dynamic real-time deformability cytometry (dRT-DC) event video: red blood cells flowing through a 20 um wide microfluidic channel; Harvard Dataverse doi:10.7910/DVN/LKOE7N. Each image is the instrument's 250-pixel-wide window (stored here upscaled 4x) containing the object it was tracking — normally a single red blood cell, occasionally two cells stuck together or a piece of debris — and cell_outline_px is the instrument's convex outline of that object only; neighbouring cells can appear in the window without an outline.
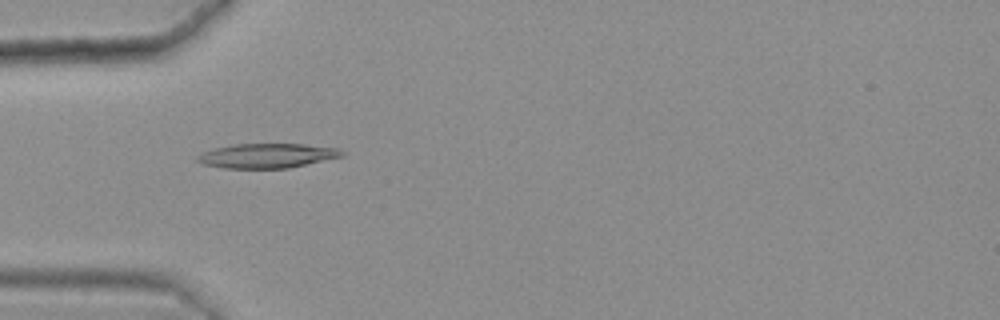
{"species": "common noctule bat (a hibernating species)", "species_latin": "Nyctalus noctula", "temperature_condition": "warm", "stored_images_in_passage": 42, "camera_frame_rate_fps": 3000, "um_per_image_px": 0.085, "animal": {"sex": "female", "body_mass_g": 25.1}, "frame": {"image": 1, "passage_image": 10, "time_ms": 3.0, "image_size_px": [1000, 320], "cell_outline_px": [[348, 152], [344, 156], [288, 168], [224, 168], [204, 164], [196, 160], [196, 156], [200, 152], [212, 148], [232, 144], [304, 144], [336, 148]], "centroid_in_image_um": [22.68, 13.23], "position_along_channel_um": 62.3, "area_um2": 20.81}}
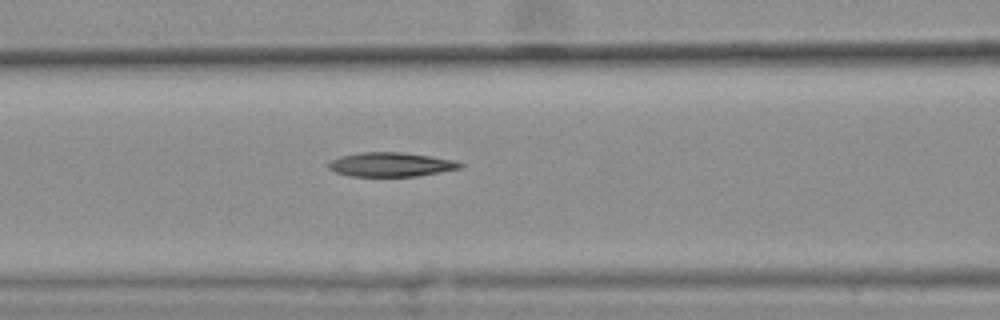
{"frame": {"image": 2, "passage_image": 16, "time_ms": 5.0, "image_size_px": [1000, 320], "cell_outline_px": [[464, 164], [460, 168], [416, 176], [348, 176], [336, 172], [328, 168], [328, 164], [332, 160], [340, 156], [360, 152], [400, 152], [456, 160]], "centroid_in_image_um": [33.2, 13.98], "position_along_channel_um": 133.4, "area_um2": 18.38}}
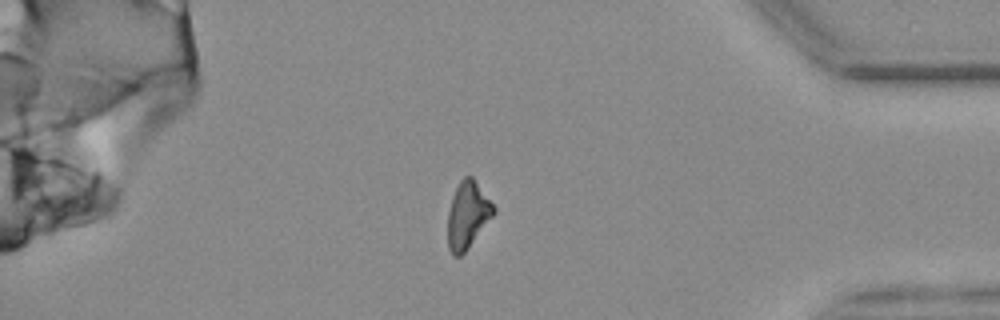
{"frame": {"image": 3, "passage_image": 40, "time_ms": 13.0, "image_size_px": [1000, 320], "cell_outline_px": [[496, 212], [464, 252], [460, 256], [452, 256], [448, 248], [448, 212], [452, 196], [460, 180], [464, 176], [472, 176], [496, 208]], "centroid_in_image_um": [39.74, 18.27], "position_along_channel_um": 395.5, "area_um2": 17.69}}